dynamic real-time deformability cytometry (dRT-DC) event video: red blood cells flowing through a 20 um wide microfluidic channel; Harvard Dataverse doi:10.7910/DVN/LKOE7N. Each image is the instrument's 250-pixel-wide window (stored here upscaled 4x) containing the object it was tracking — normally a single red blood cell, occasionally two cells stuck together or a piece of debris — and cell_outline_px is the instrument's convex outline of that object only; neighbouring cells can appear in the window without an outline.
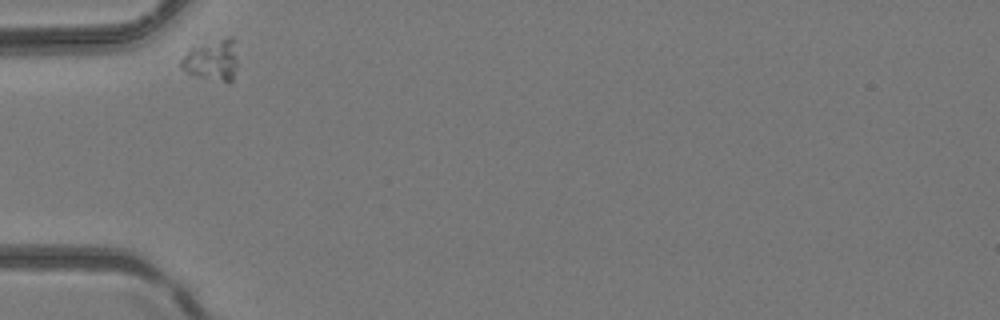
{"species": "common noctule bat (a hibernating species)", "species_latin": "Nyctalus noctula", "temperature_condition": "room temperature", "stored_images_in_passage": 1, "camera_frame_rate_fps": 3000, "um_per_image_px": 0.085, "animal": {"sex": "female", "body_mass_g": 24.6, "forearm_length_mm": 56.2}, "frame": {"image": 1, "passage_image": 1, "time_ms": 0.0, "image_size_px": [1000, 320], "cell_outline_px": [[236, 64], [232, 80], [224, 80], [200, 76], [188, 72], [180, 64], [180, 60], [192, 48], [228, 36], [232, 36]], "centroid_in_image_um": [18.02, 5.07], "position_along_channel_um": 67.0, "area_um2": 12.48}}